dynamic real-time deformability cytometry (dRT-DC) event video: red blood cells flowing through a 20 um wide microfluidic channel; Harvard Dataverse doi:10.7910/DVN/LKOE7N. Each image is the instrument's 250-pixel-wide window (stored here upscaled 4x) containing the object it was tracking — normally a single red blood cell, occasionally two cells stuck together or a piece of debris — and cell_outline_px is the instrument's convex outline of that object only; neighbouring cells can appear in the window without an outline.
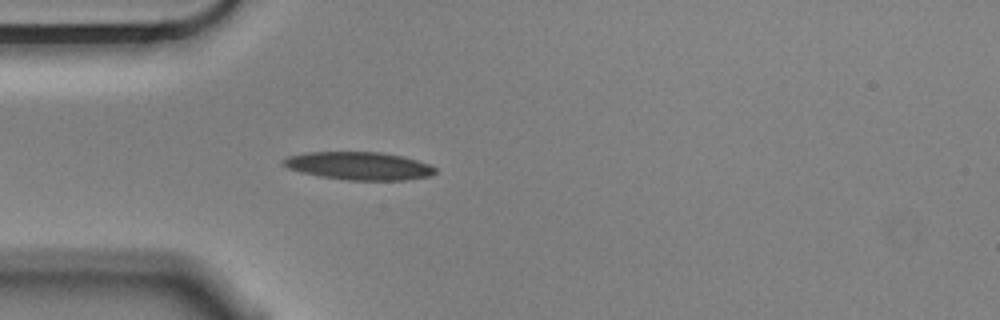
{"species": "Egyptian fruit bat (a non-hibernating species)", "species_latin": "Rousettus aegyptiacus", "temperature_condition": "cold", "stored_images_in_passage": 15, "camera_frame_rate_fps": 3000, "um_per_image_px": 0.085, "animal": {"sex": "male"}, "frame": {"image": 1, "passage_image": 7, "time_ms": 2.0, "image_size_px": [1000, 320], "cell_outline_px": [[436, 172], [432, 176], [404, 180], [348, 180], [320, 176], [300, 172], [288, 168], [280, 160], [288, 156], [308, 152], [380, 152], [404, 156], [428, 164], [436, 168]], "centroid_in_image_um": [30.52, 14.1], "position_along_channel_um": 54.5, "area_um2": 24.74}}